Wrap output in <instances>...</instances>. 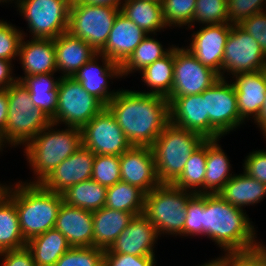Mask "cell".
Masks as SVG:
<instances>
[{"label":"cell","mask_w":266,"mask_h":266,"mask_svg":"<svg viewBox=\"0 0 266 266\" xmlns=\"http://www.w3.org/2000/svg\"><path fill=\"white\" fill-rule=\"evenodd\" d=\"M132 146L151 147L169 124L166 97L118 89L106 106Z\"/></svg>","instance_id":"cell-1"},{"label":"cell","mask_w":266,"mask_h":266,"mask_svg":"<svg viewBox=\"0 0 266 266\" xmlns=\"http://www.w3.org/2000/svg\"><path fill=\"white\" fill-rule=\"evenodd\" d=\"M245 209L234 207L218 194H202V236L226 253L258 247L254 224Z\"/></svg>","instance_id":"cell-2"},{"label":"cell","mask_w":266,"mask_h":266,"mask_svg":"<svg viewBox=\"0 0 266 266\" xmlns=\"http://www.w3.org/2000/svg\"><path fill=\"white\" fill-rule=\"evenodd\" d=\"M14 184L5 185V194L16 205L20 229L28 242L54 228L63 197L61 193L45 189L40 183L20 180Z\"/></svg>","instance_id":"cell-3"},{"label":"cell","mask_w":266,"mask_h":266,"mask_svg":"<svg viewBox=\"0 0 266 266\" xmlns=\"http://www.w3.org/2000/svg\"><path fill=\"white\" fill-rule=\"evenodd\" d=\"M50 123L24 146V156L35 177L26 183H41L62 161L82 146L81 129Z\"/></svg>","instance_id":"cell-4"},{"label":"cell","mask_w":266,"mask_h":266,"mask_svg":"<svg viewBox=\"0 0 266 266\" xmlns=\"http://www.w3.org/2000/svg\"><path fill=\"white\" fill-rule=\"evenodd\" d=\"M7 93L9 108L5 132L0 137L2 150L7 145L11 148L24 147L51 123V119L35 107L29 90L22 81L17 80L11 84Z\"/></svg>","instance_id":"cell-5"},{"label":"cell","mask_w":266,"mask_h":266,"mask_svg":"<svg viewBox=\"0 0 266 266\" xmlns=\"http://www.w3.org/2000/svg\"><path fill=\"white\" fill-rule=\"evenodd\" d=\"M206 140L201 134L169 123L151 146L160 184H173L189 156Z\"/></svg>","instance_id":"cell-6"},{"label":"cell","mask_w":266,"mask_h":266,"mask_svg":"<svg viewBox=\"0 0 266 266\" xmlns=\"http://www.w3.org/2000/svg\"><path fill=\"white\" fill-rule=\"evenodd\" d=\"M193 192L173 184H159L145 195L143 215L157 229L159 236H184L186 207Z\"/></svg>","instance_id":"cell-7"},{"label":"cell","mask_w":266,"mask_h":266,"mask_svg":"<svg viewBox=\"0 0 266 266\" xmlns=\"http://www.w3.org/2000/svg\"><path fill=\"white\" fill-rule=\"evenodd\" d=\"M120 8L72 0L68 32L99 52L106 44Z\"/></svg>","instance_id":"cell-8"},{"label":"cell","mask_w":266,"mask_h":266,"mask_svg":"<svg viewBox=\"0 0 266 266\" xmlns=\"http://www.w3.org/2000/svg\"><path fill=\"white\" fill-rule=\"evenodd\" d=\"M57 98L56 114L51 119L56 127L64 124L81 129L105 107L73 77H60Z\"/></svg>","instance_id":"cell-9"},{"label":"cell","mask_w":266,"mask_h":266,"mask_svg":"<svg viewBox=\"0 0 266 266\" xmlns=\"http://www.w3.org/2000/svg\"><path fill=\"white\" fill-rule=\"evenodd\" d=\"M72 0H15L32 38L55 39L68 31Z\"/></svg>","instance_id":"cell-10"},{"label":"cell","mask_w":266,"mask_h":266,"mask_svg":"<svg viewBox=\"0 0 266 266\" xmlns=\"http://www.w3.org/2000/svg\"><path fill=\"white\" fill-rule=\"evenodd\" d=\"M266 69V55L259 43L238 24H232L222 59V78L230 74ZM226 73V75L224 74Z\"/></svg>","instance_id":"cell-11"},{"label":"cell","mask_w":266,"mask_h":266,"mask_svg":"<svg viewBox=\"0 0 266 266\" xmlns=\"http://www.w3.org/2000/svg\"><path fill=\"white\" fill-rule=\"evenodd\" d=\"M81 140L95 155L120 156L132 146L106 106L81 128Z\"/></svg>","instance_id":"cell-12"},{"label":"cell","mask_w":266,"mask_h":266,"mask_svg":"<svg viewBox=\"0 0 266 266\" xmlns=\"http://www.w3.org/2000/svg\"><path fill=\"white\" fill-rule=\"evenodd\" d=\"M219 79L216 71L201 64L185 46H174V79L168 97L201 94Z\"/></svg>","instance_id":"cell-13"},{"label":"cell","mask_w":266,"mask_h":266,"mask_svg":"<svg viewBox=\"0 0 266 266\" xmlns=\"http://www.w3.org/2000/svg\"><path fill=\"white\" fill-rule=\"evenodd\" d=\"M202 97L210 124L223 137L245 124L239 116L236 90L231 81L220 78L202 93Z\"/></svg>","instance_id":"cell-14"},{"label":"cell","mask_w":266,"mask_h":266,"mask_svg":"<svg viewBox=\"0 0 266 266\" xmlns=\"http://www.w3.org/2000/svg\"><path fill=\"white\" fill-rule=\"evenodd\" d=\"M167 99L169 101V123L201 134L207 140L223 137L209 122L202 93L167 97Z\"/></svg>","instance_id":"cell-15"},{"label":"cell","mask_w":266,"mask_h":266,"mask_svg":"<svg viewBox=\"0 0 266 266\" xmlns=\"http://www.w3.org/2000/svg\"><path fill=\"white\" fill-rule=\"evenodd\" d=\"M232 24L202 25L191 34L189 46L185 48L203 65L216 71L222 78V59Z\"/></svg>","instance_id":"cell-16"},{"label":"cell","mask_w":266,"mask_h":266,"mask_svg":"<svg viewBox=\"0 0 266 266\" xmlns=\"http://www.w3.org/2000/svg\"><path fill=\"white\" fill-rule=\"evenodd\" d=\"M98 60H102V65H99ZM120 77L122 78L121 65L99 53L73 76L89 94L95 96L105 106L118 92V90H109V80L119 79Z\"/></svg>","instance_id":"cell-17"},{"label":"cell","mask_w":266,"mask_h":266,"mask_svg":"<svg viewBox=\"0 0 266 266\" xmlns=\"http://www.w3.org/2000/svg\"><path fill=\"white\" fill-rule=\"evenodd\" d=\"M159 237L150 221L143 214L137 215L104 253L155 256V243Z\"/></svg>","instance_id":"cell-18"},{"label":"cell","mask_w":266,"mask_h":266,"mask_svg":"<svg viewBox=\"0 0 266 266\" xmlns=\"http://www.w3.org/2000/svg\"><path fill=\"white\" fill-rule=\"evenodd\" d=\"M95 154L81 146L62 161L40 184L48 190L62 193L77 183L92 178Z\"/></svg>","instance_id":"cell-19"},{"label":"cell","mask_w":266,"mask_h":266,"mask_svg":"<svg viewBox=\"0 0 266 266\" xmlns=\"http://www.w3.org/2000/svg\"><path fill=\"white\" fill-rule=\"evenodd\" d=\"M121 181L149 193L160 184L151 147L131 146L120 155Z\"/></svg>","instance_id":"cell-20"},{"label":"cell","mask_w":266,"mask_h":266,"mask_svg":"<svg viewBox=\"0 0 266 266\" xmlns=\"http://www.w3.org/2000/svg\"><path fill=\"white\" fill-rule=\"evenodd\" d=\"M231 79L236 90L237 107L240 118L254 121L264 104L266 94V69L242 72Z\"/></svg>","instance_id":"cell-21"},{"label":"cell","mask_w":266,"mask_h":266,"mask_svg":"<svg viewBox=\"0 0 266 266\" xmlns=\"http://www.w3.org/2000/svg\"><path fill=\"white\" fill-rule=\"evenodd\" d=\"M147 35L120 11L105 46L98 53L122 65Z\"/></svg>","instance_id":"cell-22"},{"label":"cell","mask_w":266,"mask_h":266,"mask_svg":"<svg viewBox=\"0 0 266 266\" xmlns=\"http://www.w3.org/2000/svg\"><path fill=\"white\" fill-rule=\"evenodd\" d=\"M22 37L18 60L20 61L24 76H17L22 81L27 76L45 73H56V53L54 39Z\"/></svg>","instance_id":"cell-23"},{"label":"cell","mask_w":266,"mask_h":266,"mask_svg":"<svg viewBox=\"0 0 266 266\" xmlns=\"http://www.w3.org/2000/svg\"><path fill=\"white\" fill-rule=\"evenodd\" d=\"M93 215L84 210L62 202L54 228L59 230L71 247L93 246Z\"/></svg>","instance_id":"cell-24"},{"label":"cell","mask_w":266,"mask_h":266,"mask_svg":"<svg viewBox=\"0 0 266 266\" xmlns=\"http://www.w3.org/2000/svg\"><path fill=\"white\" fill-rule=\"evenodd\" d=\"M57 72L60 77H73L98 52L86 41L68 31L54 39Z\"/></svg>","instance_id":"cell-25"},{"label":"cell","mask_w":266,"mask_h":266,"mask_svg":"<svg viewBox=\"0 0 266 266\" xmlns=\"http://www.w3.org/2000/svg\"><path fill=\"white\" fill-rule=\"evenodd\" d=\"M93 246L107 250L129 225L134 215L130 212L102 207L93 211Z\"/></svg>","instance_id":"cell-26"},{"label":"cell","mask_w":266,"mask_h":266,"mask_svg":"<svg viewBox=\"0 0 266 266\" xmlns=\"http://www.w3.org/2000/svg\"><path fill=\"white\" fill-rule=\"evenodd\" d=\"M218 195L234 207L244 209L246 206L257 205L266 197V184L245 172L234 174Z\"/></svg>","instance_id":"cell-27"},{"label":"cell","mask_w":266,"mask_h":266,"mask_svg":"<svg viewBox=\"0 0 266 266\" xmlns=\"http://www.w3.org/2000/svg\"><path fill=\"white\" fill-rule=\"evenodd\" d=\"M221 139L207 140L204 194H218L234 175L227 154L222 149Z\"/></svg>","instance_id":"cell-28"},{"label":"cell","mask_w":266,"mask_h":266,"mask_svg":"<svg viewBox=\"0 0 266 266\" xmlns=\"http://www.w3.org/2000/svg\"><path fill=\"white\" fill-rule=\"evenodd\" d=\"M121 12L148 34L167 29L162 5L150 0H124Z\"/></svg>","instance_id":"cell-29"},{"label":"cell","mask_w":266,"mask_h":266,"mask_svg":"<svg viewBox=\"0 0 266 266\" xmlns=\"http://www.w3.org/2000/svg\"><path fill=\"white\" fill-rule=\"evenodd\" d=\"M59 81L60 77H55L54 73L36 74L22 80L35 107L50 119L56 114Z\"/></svg>","instance_id":"cell-30"},{"label":"cell","mask_w":266,"mask_h":266,"mask_svg":"<svg viewBox=\"0 0 266 266\" xmlns=\"http://www.w3.org/2000/svg\"><path fill=\"white\" fill-rule=\"evenodd\" d=\"M36 266H54L59 258L70 248L66 237L52 228L27 242Z\"/></svg>","instance_id":"cell-31"},{"label":"cell","mask_w":266,"mask_h":266,"mask_svg":"<svg viewBox=\"0 0 266 266\" xmlns=\"http://www.w3.org/2000/svg\"><path fill=\"white\" fill-rule=\"evenodd\" d=\"M142 81L149 91H137L144 94H154L168 97L171 94L174 79V47L163 58L156 60L141 72Z\"/></svg>","instance_id":"cell-32"},{"label":"cell","mask_w":266,"mask_h":266,"mask_svg":"<svg viewBox=\"0 0 266 266\" xmlns=\"http://www.w3.org/2000/svg\"><path fill=\"white\" fill-rule=\"evenodd\" d=\"M61 194L64 203L93 212L105 206L107 188L91 178L70 186Z\"/></svg>","instance_id":"cell-33"},{"label":"cell","mask_w":266,"mask_h":266,"mask_svg":"<svg viewBox=\"0 0 266 266\" xmlns=\"http://www.w3.org/2000/svg\"><path fill=\"white\" fill-rule=\"evenodd\" d=\"M15 203L5 194L0 199V252L26 247Z\"/></svg>","instance_id":"cell-34"},{"label":"cell","mask_w":266,"mask_h":266,"mask_svg":"<svg viewBox=\"0 0 266 266\" xmlns=\"http://www.w3.org/2000/svg\"><path fill=\"white\" fill-rule=\"evenodd\" d=\"M173 47L172 44V46L164 49L159 40L153 38L152 34H148L121 65L122 78L128 76V74L136 73V71L141 72L156 60L166 56Z\"/></svg>","instance_id":"cell-35"},{"label":"cell","mask_w":266,"mask_h":266,"mask_svg":"<svg viewBox=\"0 0 266 266\" xmlns=\"http://www.w3.org/2000/svg\"><path fill=\"white\" fill-rule=\"evenodd\" d=\"M146 193L139 187L119 181L107 188L105 207L130 212L134 216L143 214Z\"/></svg>","instance_id":"cell-36"},{"label":"cell","mask_w":266,"mask_h":266,"mask_svg":"<svg viewBox=\"0 0 266 266\" xmlns=\"http://www.w3.org/2000/svg\"><path fill=\"white\" fill-rule=\"evenodd\" d=\"M206 158L207 140L189 156L183 172L173 185L194 194H204Z\"/></svg>","instance_id":"cell-37"},{"label":"cell","mask_w":266,"mask_h":266,"mask_svg":"<svg viewBox=\"0 0 266 266\" xmlns=\"http://www.w3.org/2000/svg\"><path fill=\"white\" fill-rule=\"evenodd\" d=\"M211 25L228 22L227 0H197L190 28L195 24Z\"/></svg>","instance_id":"cell-38"},{"label":"cell","mask_w":266,"mask_h":266,"mask_svg":"<svg viewBox=\"0 0 266 266\" xmlns=\"http://www.w3.org/2000/svg\"><path fill=\"white\" fill-rule=\"evenodd\" d=\"M197 0H163L162 11L169 27L190 28ZM188 26V27H186Z\"/></svg>","instance_id":"cell-39"},{"label":"cell","mask_w":266,"mask_h":266,"mask_svg":"<svg viewBox=\"0 0 266 266\" xmlns=\"http://www.w3.org/2000/svg\"><path fill=\"white\" fill-rule=\"evenodd\" d=\"M119 155H95L92 179L108 188L121 181Z\"/></svg>","instance_id":"cell-40"},{"label":"cell","mask_w":266,"mask_h":266,"mask_svg":"<svg viewBox=\"0 0 266 266\" xmlns=\"http://www.w3.org/2000/svg\"><path fill=\"white\" fill-rule=\"evenodd\" d=\"M54 266H104V250L92 247H71Z\"/></svg>","instance_id":"cell-41"},{"label":"cell","mask_w":266,"mask_h":266,"mask_svg":"<svg viewBox=\"0 0 266 266\" xmlns=\"http://www.w3.org/2000/svg\"><path fill=\"white\" fill-rule=\"evenodd\" d=\"M213 259L215 266H266V246L219 255Z\"/></svg>","instance_id":"cell-42"},{"label":"cell","mask_w":266,"mask_h":266,"mask_svg":"<svg viewBox=\"0 0 266 266\" xmlns=\"http://www.w3.org/2000/svg\"><path fill=\"white\" fill-rule=\"evenodd\" d=\"M27 35L15 25L0 19V59L17 60L22 37Z\"/></svg>","instance_id":"cell-43"},{"label":"cell","mask_w":266,"mask_h":266,"mask_svg":"<svg viewBox=\"0 0 266 266\" xmlns=\"http://www.w3.org/2000/svg\"><path fill=\"white\" fill-rule=\"evenodd\" d=\"M263 11L266 0H227L228 23L233 25Z\"/></svg>","instance_id":"cell-44"},{"label":"cell","mask_w":266,"mask_h":266,"mask_svg":"<svg viewBox=\"0 0 266 266\" xmlns=\"http://www.w3.org/2000/svg\"><path fill=\"white\" fill-rule=\"evenodd\" d=\"M184 237L202 236V194H194L186 207Z\"/></svg>","instance_id":"cell-45"},{"label":"cell","mask_w":266,"mask_h":266,"mask_svg":"<svg viewBox=\"0 0 266 266\" xmlns=\"http://www.w3.org/2000/svg\"><path fill=\"white\" fill-rule=\"evenodd\" d=\"M238 25L259 43L266 55V11L254 14L242 20Z\"/></svg>","instance_id":"cell-46"},{"label":"cell","mask_w":266,"mask_h":266,"mask_svg":"<svg viewBox=\"0 0 266 266\" xmlns=\"http://www.w3.org/2000/svg\"><path fill=\"white\" fill-rule=\"evenodd\" d=\"M243 161V171L248 176L266 184V151L253 150Z\"/></svg>","instance_id":"cell-47"},{"label":"cell","mask_w":266,"mask_h":266,"mask_svg":"<svg viewBox=\"0 0 266 266\" xmlns=\"http://www.w3.org/2000/svg\"><path fill=\"white\" fill-rule=\"evenodd\" d=\"M155 256L104 253V266H156Z\"/></svg>","instance_id":"cell-48"},{"label":"cell","mask_w":266,"mask_h":266,"mask_svg":"<svg viewBox=\"0 0 266 266\" xmlns=\"http://www.w3.org/2000/svg\"><path fill=\"white\" fill-rule=\"evenodd\" d=\"M0 259V266H36L27 247L0 252Z\"/></svg>","instance_id":"cell-49"},{"label":"cell","mask_w":266,"mask_h":266,"mask_svg":"<svg viewBox=\"0 0 266 266\" xmlns=\"http://www.w3.org/2000/svg\"><path fill=\"white\" fill-rule=\"evenodd\" d=\"M12 65V61L0 59V90L8 89L11 84L17 81Z\"/></svg>","instance_id":"cell-50"},{"label":"cell","mask_w":266,"mask_h":266,"mask_svg":"<svg viewBox=\"0 0 266 266\" xmlns=\"http://www.w3.org/2000/svg\"><path fill=\"white\" fill-rule=\"evenodd\" d=\"M8 93L7 89L0 90V137L5 132V125L8 115Z\"/></svg>","instance_id":"cell-51"},{"label":"cell","mask_w":266,"mask_h":266,"mask_svg":"<svg viewBox=\"0 0 266 266\" xmlns=\"http://www.w3.org/2000/svg\"><path fill=\"white\" fill-rule=\"evenodd\" d=\"M254 123H256L257 127L260 128L264 138H266V94H265L264 104L260 110L259 115L254 120Z\"/></svg>","instance_id":"cell-52"},{"label":"cell","mask_w":266,"mask_h":266,"mask_svg":"<svg viewBox=\"0 0 266 266\" xmlns=\"http://www.w3.org/2000/svg\"><path fill=\"white\" fill-rule=\"evenodd\" d=\"M80 2L92 5H106L121 8L124 0H79Z\"/></svg>","instance_id":"cell-53"},{"label":"cell","mask_w":266,"mask_h":266,"mask_svg":"<svg viewBox=\"0 0 266 266\" xmlns=\"http://www.w3.org/2000/svg\"><path fill=\"white\" fill-rule=\"evenodd\" d=\"M199 266H215L213 259L210 261L205 262L204 264H201Z\"/></svg>","instance_id":"cell-54"},{"label":"cell","mask_w":266,"mask_h":266,"mask_svg":"<svg viewBox=\"0 0 266 266\" xmlns=\"http://www.w3.org/2000/svg\"><path fill=\"white\" fill-rule=\"evenodd\" d=\"M5 195V185L3 188L0 190V199Z\"/></svg>","instance_id":"cell-55"},{"label":"cell","mask_w":266,"mask_h":266,"mask_svg":"<svg viewBox=\"0 0 266 266\" xmlns=\"http://www.w3.org/2000/svg\"><path fill=\"white\" fill-rule=\"evenodd\" d=\"M13 1H14V0H0V3H1V2H2L1 4H3L4 2H5V3H9V2L12 3Z\"/></svg>","instance_id":"cell-56"},{"label":"cell","mask_w":266,"mask_h":266,"mask_svg":"<svg viewBox=\"0 0 266 266\" xmlns=\"http://www.w3.org/2000/svg\"><path fill=\"white\" fill-rule=\"evenodd\" d=\"M150 1H154V2H157L159 4H162L163 0H150Z\"/></svg>","instance_id":"cell-57"},{"label":"cell","mask_w":266,"mask_h":266,"mask_svg":"<svg viewBox=\"0 0 266 266\" xmlns=\"http://www.w3.org/2000/svg\"><path fill=\"white\" fill-rule=\"evenodd\" d=\"M3 186H4V184L2 183V184H0V190L3 188Z\"/></svg>","instance_id":"cell-58"}]
</instances>
